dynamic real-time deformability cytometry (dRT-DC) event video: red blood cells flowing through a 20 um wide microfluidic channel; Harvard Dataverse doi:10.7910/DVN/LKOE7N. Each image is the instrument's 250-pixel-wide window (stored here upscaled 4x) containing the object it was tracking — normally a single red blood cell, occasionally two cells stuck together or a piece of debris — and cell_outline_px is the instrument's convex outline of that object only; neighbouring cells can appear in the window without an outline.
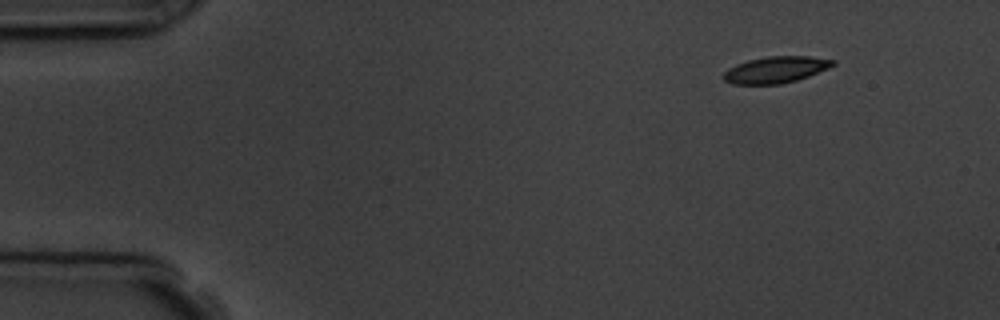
{"species": "common noctule bat (a hibernating species)", "species_latin": "Nyctalus noctula", "temperature_condition": "room temperature", "stored_images_in_passage": 5, "camera_frame_rate_fps": 3000, "um_per_image_px": 0.085, "animal": {"sex": "male", "body_mass_g": 19.5, "forearm_length_mm": 54.6}, "frame": {"image": 1, "passage_image": 1, "time_ms": 0.0, "image_size_px": [1000, 320], "cell_outline_px": [[836, 64], [828, 68], [808, 76], [796, 80], [780, 84], [732, 84], [724, 80], [724, 72], [728, 68], [736, 64], [748, 60], [768, 56], [808, 56], [836, 60]], "centroid_in_image_um": [65.94, 5.92], "position_along_channel_um": 19.1, "area_um2": 16.82}}
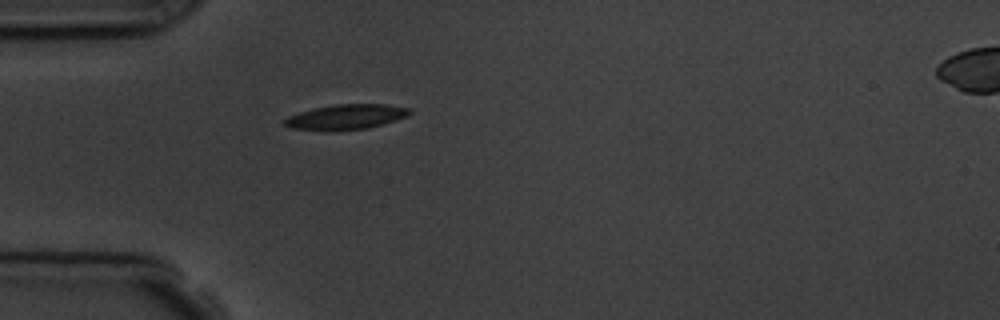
{"frame": {"image": 2, "passage_image": 4, "time_ms": 3.333, "image_size_px": [1000, 320], "cell_outline_px": [[412, 112], [408, 116], [368, 128], [328, 132], [324, 132], [292, 128], [284, 124], [284, 120], [288, 116], [300, 112], [316, 108], [336, 104], [384, 104], [408, 108]], "centroid_in_image_um": [29.38, 9.96], "position_along_channel_um": 55.6, "area_um2": 18.32}}